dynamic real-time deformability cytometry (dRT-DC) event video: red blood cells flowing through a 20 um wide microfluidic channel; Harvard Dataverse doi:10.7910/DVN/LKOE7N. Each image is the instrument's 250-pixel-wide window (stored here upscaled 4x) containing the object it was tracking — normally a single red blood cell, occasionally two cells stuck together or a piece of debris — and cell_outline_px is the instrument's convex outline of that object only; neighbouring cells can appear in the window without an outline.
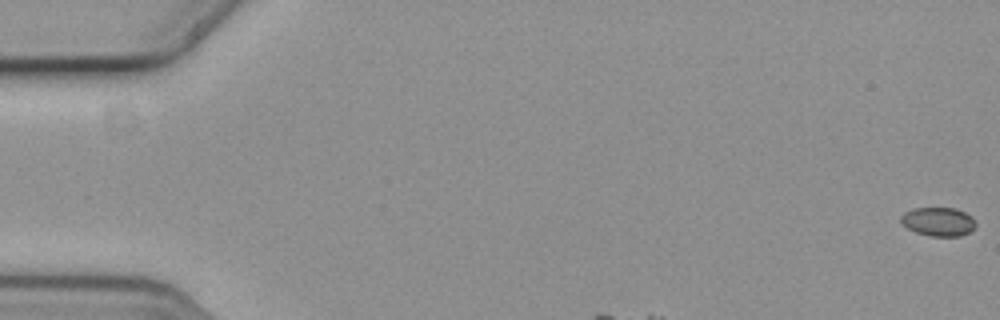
{"species": "common noctule bat (a hibernating species)", "species_latin": "Nyctalus noctula", "temperature_condition": "cold", "stored_images_in_passage": 39, "camera_frame_rate_fps": 3000, "um_per_image_px": 0.085, "animal": {"sex": "female", "body_mass_g": 19.3, "forearm_length_mm": 54.1}, "frame": {"image": 1, "passage_image": 1, "time_ms": 0.0, "image_size_px": [1000, 320], "cell_outline_px": [[976, 228], [960, 236], [928, 236], [916, 232], [908, 228], [900, 220], [900, 216], [904, 212], [916, 208], [956, 208], [972, 216], [976, 224]], "centroid_in_image_um": [79.78, 18.84], "position_along_channel_um": 5.2, "area_um2": 12.54}}
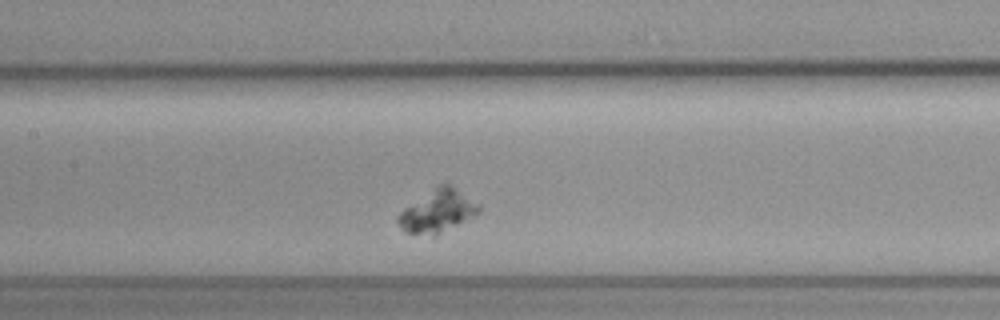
{"frame": {"image": 2, "passage_image": 19, "time_ms": 6.0, "image_size_px": [1000, 320], "cell_outline_px": [[480, 212], [432, 240], [404, 232], [400, 228], [396, 220], [396, 216], [404, 208], [440, 184], [448, 184], [480, 204]], "centroid_in_image_um": [37.15, 18.05], "position_along_channel_um": 170.2, "area_um2": 20.52}}
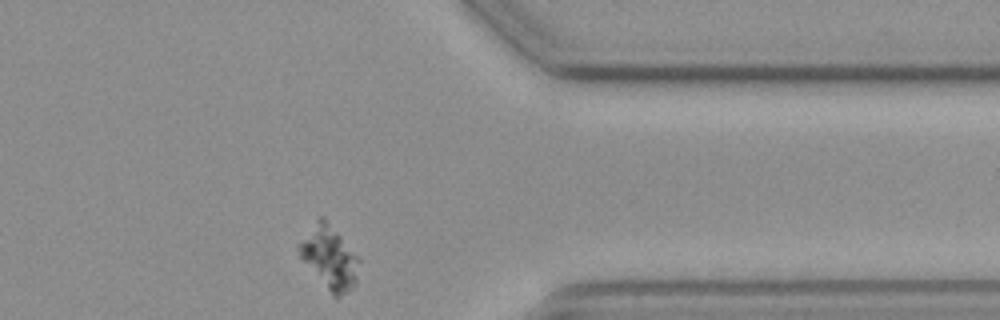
{"frame": {"image": 3, "passage_image": 39, "time_ms": 12.667, "image_size_px": [1000, 320], "cell_outline_px": [[360, 260], [356, 280], [352, 288], [348, 292], [336, 300], [332, 296], [300, 256], [296, 244], [316, 216], [324, 216]], "centroid_in_image_um": [27.96, 21.86], "position_along_channel_um": 383.4, "area_um2": 22.08}}